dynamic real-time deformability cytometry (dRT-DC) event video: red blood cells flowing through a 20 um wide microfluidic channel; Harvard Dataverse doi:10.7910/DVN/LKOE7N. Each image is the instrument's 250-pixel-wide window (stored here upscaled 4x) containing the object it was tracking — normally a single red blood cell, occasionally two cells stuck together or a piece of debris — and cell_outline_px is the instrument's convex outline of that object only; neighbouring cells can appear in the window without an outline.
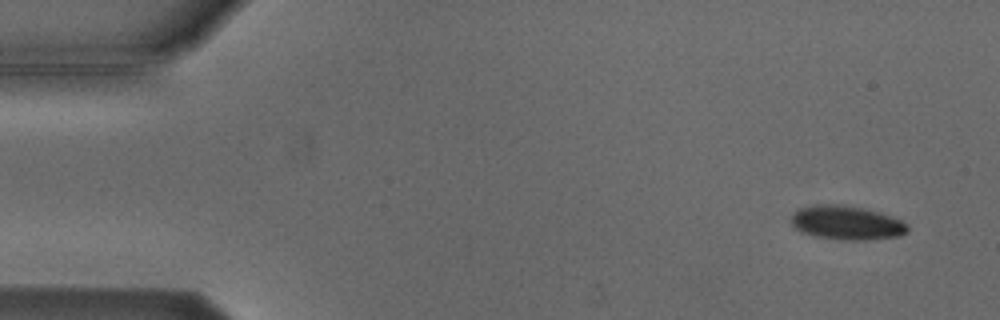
{"species": "Egyptian fruit bat (a non-hibernating species)", "species_latin": "Rousettus aegyptiacus", "temperature_condition": "cold", "stored_images_in_passage": 4, "camera_frame_rate_fps": 3000, "um_per_image_px": 0.085, "animal": {"sex": "male"}, "frame": {"image": 1, "passage_image": 1, "time_ms": 0.0, "image_size_px": [1000, 320], "cell_outline_px": [[908, 232], [900, 236], [868, 240], [844, 240], [812, 236], [800, 232], [792, 224], [792, 216], [800, 208], [816, 204], [840, 204], [864, 208], [880, 212], [900, 220], [908, 224]], "centroid_in_image_um": [71.98, 18.94], "position_along_channel_um": 13.0, "area_um2": 23.18}}